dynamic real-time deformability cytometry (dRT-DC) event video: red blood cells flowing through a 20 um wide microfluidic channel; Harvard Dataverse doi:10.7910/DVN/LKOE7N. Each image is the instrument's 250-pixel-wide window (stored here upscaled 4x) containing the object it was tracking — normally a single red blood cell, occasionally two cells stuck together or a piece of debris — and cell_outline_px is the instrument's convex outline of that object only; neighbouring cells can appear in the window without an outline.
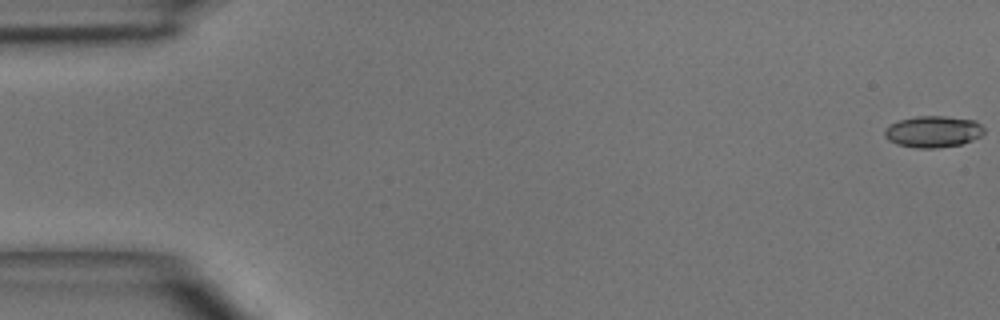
{"species": "common noctule bat (a hibernating species)", "species_latin": "Nyctalus noctula", "temperature_condition": "room temperature", "stored_images_in_passage": 4, "camera_frame_rate_fps": 3000, "um_per_image_px": 0.085, "animal": {"sex": "male", "body_mass_g": 15.6}, "frame": {"image": 1, "passage_image": 1, "time_ms": 0.0, "image_size_px": [1000, 320], "cell_outline_px": [[984, 132], [980, 136], [972, 140], [960, 144], [936, 148], [916, 148], [896, 144], [888, 140], [884, 136], [884, 132], [892, 124], [900, 120], [916, 116], [944, 116], [976, 120], [984, 128]], "centroid_in_image_um": [79.33, 11.19], "position_along_channel_um": 5.7, "area_um2": 18.15}}
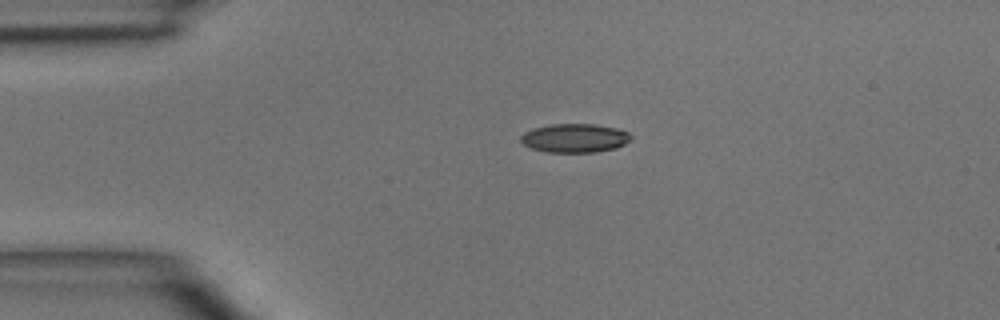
{"frame": {"image": 2, "passage_image": 3, "time_ms": 3.333, "image_size_px": [1000, 320], "cell_outline_px": [[632, 136], [624, 144], [616, 148], [596, 152], [548, 152], [532, 148], [524, 144], [520, 140], [520, 136], [524, 132], [532, 128], [552, 124], [592, 124], [620, 128], [628, 132]], "centroid_in_image_um": [48.85, 11.73], "position_along_channel_um": 36.1, "area_um2": 18.5}}